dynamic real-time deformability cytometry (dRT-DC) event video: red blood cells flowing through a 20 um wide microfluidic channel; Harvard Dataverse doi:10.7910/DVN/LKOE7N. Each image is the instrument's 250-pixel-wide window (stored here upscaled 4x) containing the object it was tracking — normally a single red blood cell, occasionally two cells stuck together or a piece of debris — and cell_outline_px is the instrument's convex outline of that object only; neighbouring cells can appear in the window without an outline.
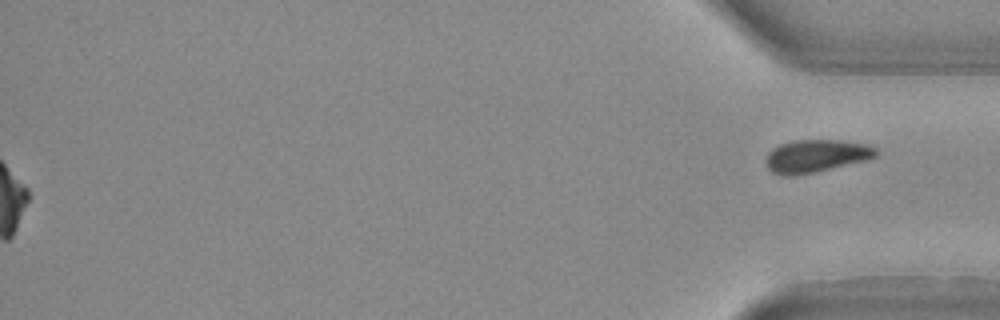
{"species": "Egyptian fruit bat (a non-hibernating species)", "species_latin": "Rousettus aegyptiacus", "temperature_condition": "warm", "stored_images_in_passage": 34, "segment_of_instrument_passage": [2, 2], "camera_frame_rate_fps": 3000, "um_per_image_px": 0.085, "animal": {"sex": "female"}, "frame": {"image": 1, "passage_image": 34, "time_ms": 11.0, "image_size_px": [1000, 320], "cell_outline_px": [[876, 156], [868, 160], [816, 172], [792, 176], [780, 176], [772, 172], [768, 168], [768, 152], [772, 148], [780, 144], [792, 140], [840, 140], [868, 144], [876, 148]], "centroid_in_image_um": [69.38, 13.26], "position_along_channel_um": 365.8, "area_um2": 21.1}}